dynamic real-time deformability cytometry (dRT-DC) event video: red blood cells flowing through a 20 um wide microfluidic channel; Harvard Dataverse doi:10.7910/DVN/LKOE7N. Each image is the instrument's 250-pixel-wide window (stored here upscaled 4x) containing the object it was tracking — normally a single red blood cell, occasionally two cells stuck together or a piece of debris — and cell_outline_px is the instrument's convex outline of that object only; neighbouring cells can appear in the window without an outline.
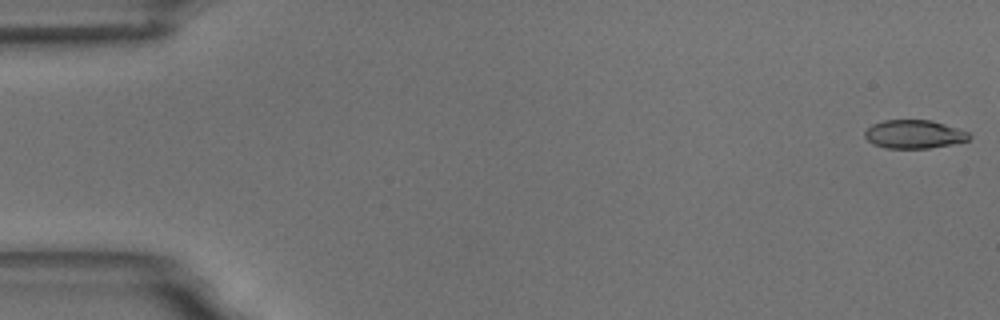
{"species": "common noctule bat (a hibernating species)", "species_latin": "Nyctalus noctula", "temperature_condition": "room temperature", "stored_images_in_passage": 46, "camera_frame_rate_fps": 3000, "um_per_image_px": 0.085, "animal": {"sex": "male", "body_mass_g": 18.8}, "frame": {"image": 1, "passage_image": 1, "time_ms": 0.0, "image_size_px": [1000, 320], "cell_outline_px": [[972, 136], [968, 140], [952, 144], [928, 148], [884, 148], [872, 144], [864, 136], [864, 132], [872, 124], [884, 120], [932, 120], [968, 132]], "centroid_in_image_um": [77.67, 11.41], "position_along_channel_um": 7.3, "area_um2": 17.28}}
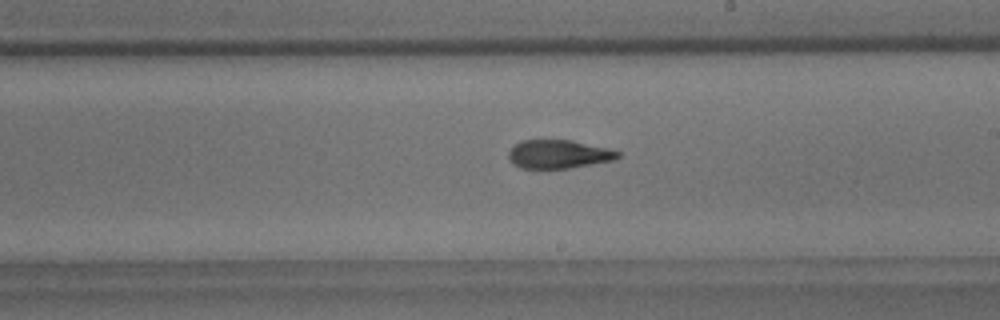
{"frame": {"image": 2, "passage_image": 32, "time_ms": 10.333, "image_size_px": [1000, 320], "cell_outline_px": [[620, 156], [612, 160], [592, 164], [568, 168], [520, 168], [512, 164], [508, 156], [508, 152], [516, 144], [524, 140], [572, 140], [608, 148], [620, 152]], "centroid_in_image_um": [47.47, 13.1], "position_along_channel_um": 241.5, "area_um2": 18.03}}
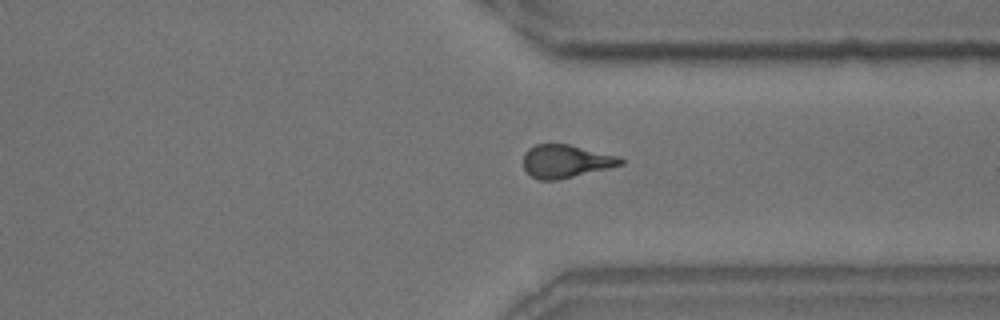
{"frame": {"image": 3, "passage_image": 42, "time_ms": 13.667, "image_size_px": [1000, 320], "cell_outline_px": [[624, 164], [608, 168], [556, 180], [536, 180], [524, 168], [524, 152], [528, 148], [536, 144], [568, 144], [616, 156], [624, 160]], "centroid_in_image_um": [48.05, 13.71], "position_along_channel_um": 363.3, "area_um2": 18.44}}